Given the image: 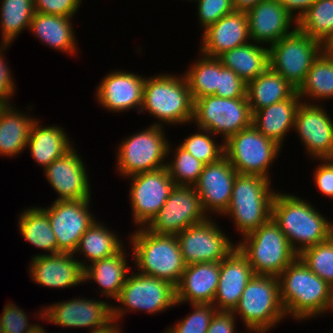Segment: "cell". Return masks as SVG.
<instances>
[{
    "label": "cell",
    "mask_w": 333,
    "mask_h": 333,
    "mask_svg": "<svg viewBox=\"0 0 333 333\" xmlns=\"http://www.w3.org/2000/svg\"><path fill=\"white\" fill-rule=\"evenodd\" d=\"M307 201L294 194L276 191L271 205L272 220L298 255L333 235L331 220Z\"/></svg>",
    "instance_id": "cell-1"
},
{
    "label": "cell",
    "mask_w": 333,
    "mask_h": 333,
    "mask_svg": "<svg viewBox=\"0 0 333 333\" xmlns=\"http://www.w3.org/2000/svg\"><path fill=\"white\" fill-rule=\"evenodd\" d=\"M277 277L281 303L288 318L302 322L324 315L330 285L312 272L299 257Z\"/></svg>",
    "instance_id": "cell-2"
},
{
    "label": "cell",
    "mask_w": 333,
    "mask_h": 333,
    "mask_svg": "<svg viewBox=\"0 0 333 333\" xmlns=\"http://www.w3.org/2000/svg\"><path fill=\"white\" fill-rule=\"evenodd\" d=\"M144 111L156 118L152 125L165 127V124H192L194 100L184 74L177 76V73L163 72L146 76L140 114L145 113Z\"/></svg>",
    "instance_id": "cell-3"
},
{
    "label": "cell",
    "mask_w": 333,
    "mask_h": 333,
    "mask_svg": "<svg viewBox=\"0 0 333 333\" xmlns=\"http://www.w3.org/2000/svg\"><path fill=\"white\" fill-rule=\"evenodd\" d=\"M127 237L137 272L178 285L186 265L177 236L157 235L140 227Z\"/></svg>",
    "instance_id": "cell-4"
},
{
    "label": "cell",
    "mask_w": 333,
    "mask_h": 333,
    "mask_svg": "<svg viewBox=\"0 0 333 333\" xmlns=\"http://www.w3.org/2000/svg\"><path fill=\"white\" fill-rule=\"evenodd\" d=\"M271 185V180L258 175H236L230 204L222 216L232 218L241 238L271 218L276 193Z\"/></svg>",
    "instance_id": "cell-5"
},
{
    "label": "cell",
    "mask_w": 333,
    "mask_h": 333,
    "mask_svg": "<svg viewBox=\"0 0 333 333\" xmlns=\"http://www.w3.org/2000/svg\"><path fill=\"white\" fill-rule=\"evenodd\" d=\"M247 332L267 333L287 318L280 299L278 277L254 275L232 311Z\"/></svg>",
    "instance_id": "cell-6"
},
{
    "label": "cell",
    "mask_w": 333,
    "mask_h": 333,
    "mask_svg": "<svg viewBox=\"0 0 333 333\" xmlns=\"http://www.w3.org/2000/svg\"><path fill=\"white\" fill-rule=\"evenodd\" d=\"M237 248L248 259L255 275L277 277L298 257L272 218L243 236Z\"/></svg>",
    "instance_id": "cell-7"
},
{
    "label": "cell",
    "mask_w": 333,
    "mask_h": 333,
    "mask_svg": "<svg viewBox=\"0 0 333 333\" xmlns=\"http://www.w3.org/2000/svg\"><path fill=\"white\" fill-rule=\"evenodd\" d=\"M112 304V320L119 322L129 312L160 314L176 307V289L171 283L148 276L134 270L127 279ZM163 311V312H162Z\"/></svg>",
    "instance_id": "cell-8"
},
{
    "label": "cell",
    "mask_w": 333,
    "mask_h": 333,
    "mask_svg": "<svg viewBox=\"0 0 333 333\" xmlns=\"http://www.w3.org/2000/svg\"><path fill=\"white\" fill-rule=\"evenodd\" d=\"M164 128L151 124L121 140L116 149L115 163L120 177L125 179L134 174L166 167L170 141Z\"/></svg>",
    "instance_id": "cell-9"
},
{
    "label": "cell",
    "mask_w": 333,
    "mask_h": 333,
    "mask_svg": "<svg viewBox=\"0 0 333 333\" xmlns=\"http://www.w3.org/2000/svg\"><path fill=\"white\" fill-rule=\"evenodd\" d=\"M281 148L250 125L224 142V156L238 174L258 175L271 180L269 169L278 159Z\"/></svg>",
    "instance_id": "cell-10"
},
{
    "label": "cell",
    "mask_w": 333,
    "mask_h": 333,
    "mask_svg": "<svg viewBox=\"0 0 333 333\" xmlns=\"http://www.w3.org/2000/svg\"><path fill=\"white\" fill-rule=\"evenodd\" d=\"M252 117L248 98L227 99L210 95L194 101L192 124L210 131L215 137L221 135V142H225L252 125Z\"/></svg>",
    "instance_id": "cell-11"
},
{
    "label": "cell",
    "mask_w": 333,
    "mask_h": 333,
    "mask_svg": "<svg viewBox=\"0 0 333 333\" xmlns=\"http://www.w3.org/2000/svg\"><path fill=\"white\" fill-rule=\"evenodd\" d=\"M323 44L296 29L269 47V67L297 90Z\"/></svg>",
    "instance_id": "cell-12"
},
{
    "label": "cell",
    "mask_w": 333,
    "mask_h": 333,
    "mask_svg": "<svg viewBox=\"0 0 333 333\" xmlns=\"http://www.w3.org/2000/svg\"><path fill=\"white\" fill-rule=\"evenodd\" d=\"M80 297L41 307L36 318L62 328H88V333H96L112 321V304Z\"/></svg>",
    "instance_id": "cell-13"
},
{
    "label": "cell",
    "mask_w": 333,
    "mask_h": 333,
    "mask_svg": "<svg viewBox=\"0 0 333 333\" xmlns=\"http://www.w3.org/2000/svg\"><path fill=\"white\" fill-rule=\"evenodd\" d=\"M133 224L146 227L165 204L175 187L167 168H159L127 177Z\"/></svg>",
    "instance_id": "cell-14"
},
{
    "label": "cell",
    "mask_w": 333,
    "mask_h": 333,
    "mask_svg": "<svg viewBox=\"0 0 333 333\" xmlns=\"http://www.w3.org/2000/svg\"><path fill=\"white\" fill-rule=\"evenodd\" d=\"M208 218L194 186L175 185L165 204L145 228L153 234L176 236Z\"/></svg>",
    "instance_id": "cell-15"
},
{
    "label": "cell",
    "mask_w": 333,
    "mask_h": 333,
    "mask_svg": "<svg viewBox=\"0 0 333 333\" xmlns=\"http://www.w3.org/2000/svg\"><path fill=\"white\" fill-rule=\"evenodd\" d=\"M214 220L210 217L176 235L185 265L221 262L237 247V242L234 243L227 237Z\"/></svg>",
    "instance_id": "cell-16"
},
{
    "label": "cell",
    "mask_w": 333,
    "mask_h": 333,
    "mask_svg": "<svg viewBox=\"0 0 333 333\" xmlns=\"http://www.w3.org/2000/svg\"><path fill=\"white\" fill-rule=\"evenodd\" d=\"M92 199L55 200L40 207L47 215L57 241V253H74L82 235L96 220L91 213Z\"/></svg>",
    "instance_id": "cell-17"
},
{
    "label": "cell",
    "mask_w": 333,
    "mask_h": 333,
    "mask_svg": "<svg viewBox=\"0 0 333 333\" xmlns=\"http://www.w3.org/2000/svg\"><path fill=\"white\" fill-rule=\"evenodd\" d=\"M333 118L321 104L301 102L295 114L294 131L304 152L319 162L333 152Z\"/></svg>",
    "instance_id": "cell-18"
},
{
    "label": "cell",
    "mask_w": 333,
    "mask_h": 333,
    "mask_svg": "<svg viewBox=\"0 0 333 333\" xmlns=\"http://www.w3.org/2000/svg\"><path fill=\"white\" fill-rule=\"evenodd\" d=\"M128 70H111L99 82L95 97L99 107L120 113L135 109L140 113L146 77Z\"/></svg>",
    "instance_id": "cell-19"
},
{
    "label": "cell",
    "mask_w": 333,
    "mask_h": 333,
    "mask_svg": "<svg viewBox=\"0 0 333 333\" xmlns=\"http://www.w3.org/2000/svg\"><path fill=\"white\" fill-rule=\"evenodd\" d=\"M84 162L73 147L43 170L44 177L58 193L55 200L91 199V182Z\"/></svg>",
    "instance_id": "cell-20"
},
{
    "label": "cell",
    "mask_w": 333,
    "mask_h": 333,
    "mask_svg": "<svg viewBox=\"0 0 333 333\" xmlns=\"http://www.w3.org/2000/svg\"><path fill=\"white\" fill-rule=\"evenodd\" d=\"M237 174L225 156L217 162L204 165L198 181L193 186L209 218L213 216L211 213L217 217L227 211Z\"/></svg>",
    "instance_id": "cell-21"
},
{
    "label": "cell",
    "mask_w": 333,
    "mask_h": 333,
    "mask_svg": "<svg viewBox=\"0 0 333 333\" xmlns=\"http://www.w3.org/2000/svg\"><path fill=\"white\" fill-rule=\"evenodd\" d=\"M29 276L32 282L49 289H66L84 285V268L72 253L32 256Z\"/></svg>",
    "instance_id": "cell-22"
},
{
    "label": "cell",
    "mask_w": 333,
    "mask_h": 333,
    "mask_svg": "<svg viewBox=\"0 0 333 333\" xmlns=\"http://www.w3.org/2000/svg\"><path fill=\"white\" fill-rule=\"evenodd\" d=\"M246 14L251 41L256 44L270 47L297 29L295 18L277 0H264Z\"/></svg>",
    "instance_id": "cell-23"
},
{
    "label": "cell",
    "mask_w": 333,
    "mask_h": 333,
    "mask_svg": "<svg viewBox=\"0 0 333 333\" xmlns=\"http://www.w3.org/2000/svg\"><path fill=\"white\" fill-rule=\"evenodd\" d=\"M201 34L198 51L208 57H218L251 41L246 12L235 10L209 25Z\"/></svg>",
    "instance_id": "cell-24"
},
{
    "label": "cell",
    "mask_w": 333,
    "mask_h": 333,
    "mask_svg": "<svg viewBox=\"0 0 333 333\" xmlns=\"http://www.w3.org/2000/svg\"><path fill=\"white\" fill-rule=\"evenodd\" d=\"M245 255L236 247L220 262V277L213 301L217 311H233L254 276Z\"/></svg>",
    "instance_id": "cell-25"
},
{
    "label": "cell",
    "mask_w": 333,
    "mask_h": 333,
    "mask_svg": "<svg viewBox=\"0 0 333 333\" xmlns=\"http://www.w3.org/2000/svg\"><path fill=\"white\" fill-rule=\"evenodd\" d=\"M220 277V262L185 266L176 289V305L213 304Z\"/></svg>",
    "instance_id": "cell-26"
},
{
    "label": "cell",
    "mask_w": 333,
    "mask_h": 333,
    "mask_svg": "<svg viewBox=\"0 0 333 333\" xmlns=\"http://www.w3.org/2000/svg\"><path fill=\"white\" fill-rule=\"evenodd\" d=\"M36 119L31 125L26 150H30L32 159L44 170L56 159L64 156L75 145L70 140L63 126L42 125Z\"/></svg>",
    "instance_id": "cell-27"
},
{
    "label": "cell",
    "mask_w": 333,
    "mask_h": 333,
    "mask_svg": "<svg viewBox=\"0 0 333 333\" xmlns=\"http://www.w3.org/2000/svg\"><path fill=\"white\" fill-rule=\"evenodd\" d=\"M128 253L124 247L115 255L88 264L84 268V282L97 283L101 297L113 301L119 296L127 279V274L132 270L128 262ZM127 255V256H126ZM131 269V270H130Z\"/></svg>",
    "instance_id": "cell-28"
},
{
    "label": "cell",
    "mask_w": 333,
    "mask_h": 333,
    "mask_svg": "<svg viewBox=\"0 0 333 333\" xmlns=\"http://www.w3.org/2000/svg\"><path fill=\"white\" fill-rule=\"evenodd\" d=\"M73 19L35 12L28 31L39 39L41 44H46L49 48L62 53H68L69 56H76L78 44L76 35H74Z\"/></svg>",
    "instance_id": "cell-29"
},
{
    "label": "cell",
    "mask_w": 333,
    "mask_h": 333,
    "mask_svg": "<svg viewBox=\"0 0 333 333\" xmlns=\"http://www.w3.org/2000/svg\"><path fill=\"white\" fill-rule=\"evenodd\" d=\"M302 102L297 92L287 100L266 106L253 113L252 125L265 137L283 147L289 131H293L295 114Z\"/></svg>",
    "instance_id": "cell-30"
},
{
    "label": "cell",
    "mask_w": 333,
    "mask_h": 333,
    "mask_svg": "<svg viewBox=\"0 0 333 333\" xmlns=\"http://www.w3.org/2000/svg\"><path fill=\"white\" fill-rule=\"evenodd\" d=\"M15 106L13 101L0 114V155L7 158L24 153L31 125L36 120L34 115L23 113Z\"/></svg>",
    "instance_id": "cell-31"
},
{
    "label": "cell",
    "mask_w": 333,
    "mask_h": 333,
    "mask_svg": "<svg viewBox=\"0 0 333 333\" xmlns=\"http://www.w3.org/2000/svg\"><path fill=\"white\" fill-rule=\"evenodd\" d=\"M103 221L97 219L87 229L80 238L73 255H83V259H78L83 268L94 261L110 257L117 254L125 244L118 236L117 232L109 230Z\"/></svg>",
    "instance_id": "cell-32"
},
{
    "label": "cell",
    "mask_w": 333,
    "mask_h": 333,
    "mask_svg": "<svg viewBox=\"0 0 333 333\" xmlns=\"http://www.w3.org/2000/svg\"><path fill=\"white\" fill-rule=\"evenodd\" d=\"M217 58L224 67L232 69L244 82L248 83L269 67V47L250 41L223 52Z\"/></svg>",
    "instance_id": "cell-33"
},
{
    "label": "cell",
    "mask_w": 333,
    "mask_h": 333,
    "mask_svg": "<svg viewBox=\"0 0 333 333\" xmlns=\"http://www.w3.org/2000/svg\"><path fill=\"white\" fill-rule=\"evenodd\" d=\"M296 92L295 87L270 67L249 81L246 89L252 114L266 106L287 100Z\"/></svg>",
    "instance_id": "cell-34"
},
{
    "label": "cell",
    "mask_w": 333,
    "mask_h": 333,
    "mask_svg": "<svg viewBox=\"0 0 333 333\" xmlns=\"http://www.w3.org/2000/svg\"><path fill=\"white\" fill-rule=\"evenodd\" d=\"M18 230L23 239L35 248L46 253L38 255H48L57 253V241L52 230L48 215L40 208L34 206L25 208L18 217Z\"/></svg>",
    "instance_id": "cell-35"
},
{
    "label": "cell",
    "mask_w": 333,
    "mask_h": 333,
    "mask_svg": "<svg viewBox=\"0 0 333 333\" xmlns=\"http://www.w3.org/2000/svg\"><path fill=\"white\" fill-rule=\"evenodd\" d=\"M297 94L303 102L313 104H316V102L318 104V101L321 104L323 100L333 99L332 57L324 51L320 53L308 70L304 82L297 89Z\"/></svg>",
    "instance_id": "cell-36"
},
{
    "label": "cell",
    "mask_w": 333,
    "mask_h": 333,
    "mask_svg": "<svg viewBox=\"0 0 333 333\" xmlns=\"http://www.w3.org/2000/svg\"><path fill=\"white\" fill-rule=\"evenodd\" d=\"M0 3V44L11 45L22 31L29 30L35 13L34 0H1Z\"/></svg>",
    "instance_id": "cell-37"
},
{
    "label": "cell",
    "mask_w": 333,
    "mask_h": 333,
    "mask_svg": "<svg viewBox=\"0 0 333 333\" xmlns=\"http://www.w3.org/2000/svg\"><path fill=\"white\" fill-rule=\"evenodd\" d=\"M195 62L190 64L184 76L195 101L201 97L215 95L219 81V59L201 53Z\"/></svg>",
    "instance_id": "cell-38"
},
{
    "label": "cell",
    "mask_w": 333,
    "mask_h": 333,
    "mask_svg": "<svg viewBox=\"0 0 333 333\" xmlns=\"http://www.w3.org/2000/svg\"><path fill=\"white\" fill-rule=\"evenodd\" d=\"M297 29L322 44L333 34V0H317L297 21Z\"/></svg>",
    "instance_id": "cell-39"
},
{
    "label": "cell",
    "mask_w": 333,
    "mask_h": 333,
    "mask_svg": "<svg viewBox=\"0 0 333 333\" xmlns=\"http://www.w3.org/2000/svg\"><path fill=\"white\" fill-rule=\"evenodd\" d=\"M171 144L168 146L167 158L171 157L173 159L169 158L166 162L168 174L175 185L193 186L198 181L205 164L197 160L180 145L173 147L175 150L171 149L174 146ZM170 153L173 156H169Z\"/></svg>",
    "instance_id": "cell-40"
},
{
    "label": "cell",
    "mask_w": 333,
    "mask_h": 333,
    "mask_svg": "<svg viewBox=\"0 0 333 333\" xmlns=\"http://www.w3.org/2000/svg\"><path fill=\"white\" fill-rule=\"evenodd\" d=\"M196 129L199 131L191 133L179 145L205 165L217 162L224 157V142L219 144L215 135L208 130Z\"/></svg>",
    "instance_id": "cell-41"
},
{
    "label": "cell",
    "mask_w": 333,
    "mask_h": 333,
    "mask_svg": "<svg viewBox=\"0 0 333 333\" xmlns=\"http://www.w3.org/2000/svg\"><path fill=\"white\" fill-rule=\"evenodd\" d=\"M298 257L316 275L333 285V235L326 241L304 249Z\"/></svg>",
    "instance_id": "cell-42"
},
{
    "label": "cell",
    "mask_w": 333,
    "mask_h": 333,
    "mask_svg": "<svg viewBox=\"0 0 333 333\" xmlns=\"http://www.w3.org/2000/svg\"><path fill=\"white\" fill-rule=\"evenodd\" d=\"M192 312L185 318L176 321V324L169 326L163 333H207L211 319L217 309L213 304H188Z\"/></svg>",
    "instance_id": "cell-43"
},
{
    "label": "cell",
    "mask_w": 333,
    "mask_h": 333,
    "mask_svg": "<svg viewBox=\"0 0 333 333\" xmlns=\"http://www.w3.org/2000/svg\"><path fill=\"white\" fill-rule=\"evenodd\" d=\"M247 83L219 60V81L215 95L221 98H247Z\"/></svg>",
    "instance_id": "cell-44"
},
{
    "label": "cell",
    "mask_w": 333,
    "mask_h": 333,
    "mask_svg": "<svg viewBox=\"0 0 333 333\" xmlns=\"http://www.w3.org/2000/svg\"><path fill=\"white\" fill-rule=\"evenodd\" d=\"M195 4L202 30L234 11L232 0H198Z\"/></svg>",
    "instance_id": "cell-45"
},
{
    "label": "cell",
    "mask_w": 333,
    "mask_h": 333,
    "mask_svg": "<svg viewBox=\"0 0 333 333\" xmlns=\"http://www.w3.org/2000/svg\"><path fill=\"white\" fill-rule=\"evenodd\" d=\"M22 308L12 302H7L0 315L4 333H27L36 324L29 322L30 318ZM29 322V323H28Z\"/></svg>",
    "instance_id": "cell-46"
},
{
    "label": "cell",
    "mask_w": 333,
    "mask_h": 333,
    "mask_svg": "<svg viewBox=\"0 0 333 333\" xmlns=\"http://www.w3.org/2000/svg\"><path fill=\"white\" fill-rule=\"evenodd\" d=\"M81 4L82 0H34V11L74 18Z\"/></svg>",
    "instance_id": "cell-47"
},
{
    "label": "cell",
    "mask_w": 333,
    "mask_h": 333,
    "mask_svg": "<svg viewBox=\"0 0 333 333\" xmlns=\"http://www.w3.org/2000/svg\"><path fill=\"white\" fill-rule=\"evenodd\" d=\"M9 47L10 45L0 44V98H3L8 104L12 103V98L16 92L11 68L8 66L4 54Z\"/></svg>",
    "instance_id": "cell-48"
},
{
    "label": "cell",
    "mask_w": 333,
    "mask_h": 333,
    "mask_svg": "<svg viewBox=\"0 0 333 333\" xmlns=\"http://www.w3.org/2000/svg\"><path fill=\"white\" fill-rule=\"evenodd\" d=\"M320 163L313 173L314 185L321 195L333 199V169L323 159Z\"/></svg>",
    "instance_id": "cell-49"
},
{
    "label": "cell",
    "mask_w": 333,
    "mask_h": 333,
    "mask_svg": "<svg viewBox=\"0 0 333 333\" xmlns=\"http://www.w3.org/2000/svg\"><path fill=\"white\" fill-rule=\"evenodd\" d=\"M235 318L232 311H216L211 319L207 333H237Z\"/></svg>",
    "instance_id": "cell-50"
},
{
    "label": "cell",
    "mask_w": 333,
    "mask_h": 333,
    "mask_svg": "<svg viewBox=\"0 0 333 333\" xmlns=\"http://www.w3.org/2000/svg\"><path fill=\"white\" fill-rule=\"evenodd\" d=\"M298 21L317 0H277ZM295 12V13H294Z\"/></svg>",
    "instance_id": "cell-51"
},
{
    "label": "cell",
    "mask_w": 333,
    "mask_h": 333,
    "mask_svg": "<svg viewBox=\"0 0 333 333\" xmlns=\"http://www.w3.org/2000/svg\"><path fill=\"white\" fill-rule=\"evenodd\" d=\"M264 0H232L235 11L247 12Z\"/></svg>",
    "instance_id": "cell-52"
},
{
    "label": "cell",
    "mask_w": 333,
    "mask_h": 333,
    "mask_svg": "<svg viewBox=\"0 0 333 333\" xmlns=\"http://www.w3.org/2000/svg\"><path fill=\"white\" fill-rule=\"evenodd\" d=\"M116 321H111L106 327L99 329L96 333H123L121 330V323Z\"/></svg>",
    "instance_id": "cell-53"
},
{
    "label": "cell",
    "mask_w": 333,
    "mask_h": 333,
    "mask_svg": "<svg viewBox=\"0 0 333 333\" xmlns=\"http://www.w3.org/2000/svg\"><path fill=\"white\" fill-rule=\"evenodd\" d=\"M323 51L333 58V34L323 43Z\"/></svg>",
    "instance_id": "cell-54"
},
{
    "label": "cell",
    "mask_w": 333,
    "mask_h": 333,
    "mask_svg": "<svg viewBox=\"0 0 333 333\" xmlns=\"http://www.w3.org/2000/svg\"><path fill=\"white\" fill-rule=\"evenodd\" d=\"M332 312L333 313V285L330 286L329 300L324 314Z\"/></svg>",
    "instance_id": "cell-55"
},
{
    "label": "cell",
    "mask_w": 333,
    "mask_h": 333,
    "mask_svg": "<svg viewBox=\"0 0 333 333\" xmlns=\"http://www.w3.org/2000/svg\"><path fill=\"white\" fill-rule=\"evenodd\" d=\"M27 333H47L44 329V327L39 324V323H36V325Z\"/></svg>",
    "instance_id": "cell-56"
},
{
    "label": "cell",
    "mask_w": 333,
    "mask_h": 333,
    "mask_svg": "<svg viewBox=\"0 0 333 333\" xmlns=\"http://www.w3.org/2000/svg\"><path fill=\"white\" fill-rule=\"evenodd\" d=\"M333 169V152L323 159Z\"/></svg>",
    "instance_id": "cell-57"
},
{
    "label": "cell",
    "mask_w": 333,
    "mask_h": 333,
    "mask_svg": "<svg viewBox=\"0 0 333 333\" xmlns=\"http://www.w3.org/2000/svg\"><path fill=\"white\" fill-rule=\"evenodd\" d=\"M8 105V103L3 99V98H0V114H1V111Z\"/></svg>",
    "instance_id": "cell-58"
},
{
    "label": "cell",
    "mask_w": 333,
    "mask_h": 333,
    "mask_svg": "<svg viewBox=\"0 0 333 333\" xmlns=\"http://www.w3.org/2000/svg\"><path fill=\"white\" fill-rule=\"evenodd\" d=\"M0 333H4V329H3V325H2L1 319H0Z\"/></svg>",
    "instance_id": "cell-59"
},
{
    "label": "cell",
    "mask_w": 333,
    "mask_h": 333,
    "mask_svg": "<svg viewBox=\"0 0 333 333\" xmlns=\"http://www.w3.org/2000/svg\"><path fill=\"white\" fill-rule=\"evenodd\" d=\"M183 1H185V0H183ZM186 1H189V2L191 1V2H195L196 3L198 0H186Z\"/></svg>",
    "instance_id": "cell-60"
}]
</instances>
